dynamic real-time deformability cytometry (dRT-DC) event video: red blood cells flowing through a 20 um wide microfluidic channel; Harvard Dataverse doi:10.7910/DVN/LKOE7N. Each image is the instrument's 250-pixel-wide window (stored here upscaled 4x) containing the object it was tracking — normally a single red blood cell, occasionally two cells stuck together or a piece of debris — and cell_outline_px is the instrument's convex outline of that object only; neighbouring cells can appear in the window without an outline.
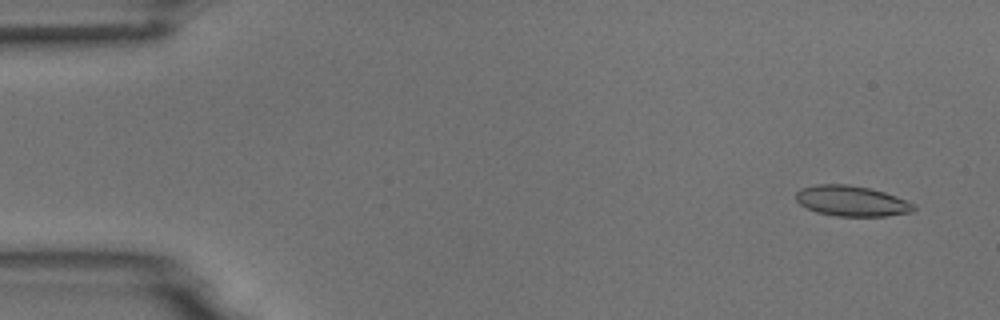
{"species": "common noctule bat (a hibernating species)", "species_latin": "Nyctalus noctula", "temperature_condition": "room temperature", "stored_images_in_passage": 54, "camera_frame_rate_fps": 3000, "um_per_image_px": 0.085, "animal": {"sex": "male", "body_mass_g": 18.8}, "frame": {"image": 1, "passage_image": 3, "time_ms": 0.667, "image_size_px": [1000, 320], "cell_outline_px": [[916, 208], [912, 212], [888, 216], [836, 216], [816, 212], [800, 204], [796, 200], [796, 192], [800, 188], [816, 184], [848, 184], [868, 188], [884, 192], [896, 196], [916, 204]], "centroid_in_image_um": [72.4, 17.08], "position_along_channel_um": 12.6, "area_um2": 21.04}}
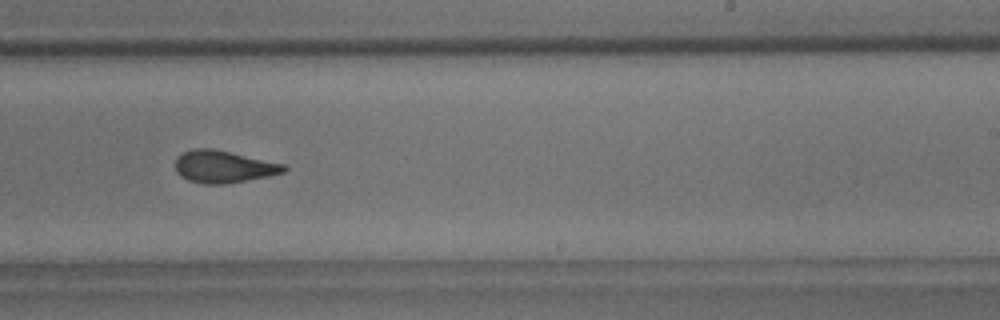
{"frame": {"image": 2, "passage_image": 33, "time_ms": 10.667, "image_size_px": [1000, 320], "cell_outline_px": [[288, 168], [284, 172], [268, 176], [228, 184], [204, 184], [188, 180], [180, 176], [176, 172], [176, 156], [192, 148], [212, 148], [284, 164]], "centroid_in_image_um": [18.97, 14.17], "position_along_channel_um": 270.0, "area_um2": 20.4}}
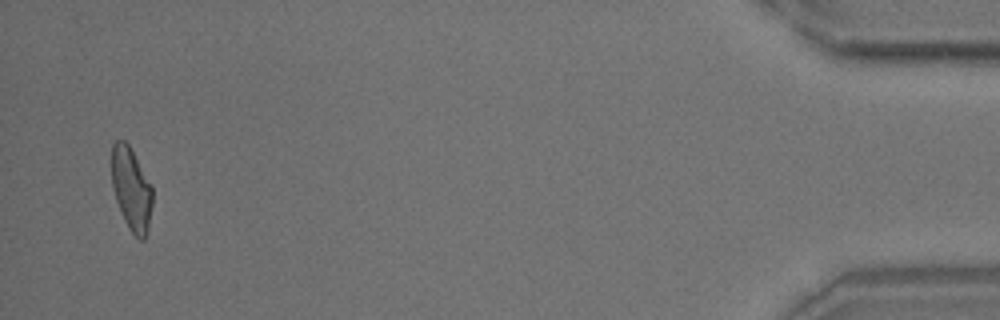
{"frame": {"image": 3, "passage_image": 52, "time_ms": 17.0, "image_size_px": [1000, 320], "cell_outline_px": [[152, 204], [148, 232], [144, 240], [140, 240], [128, 228], [120, 212], [112, 188], [112, 144], [116, 140], [124, 140], [128, 144], [152, 184]], "centroid_in_image_um": [11.17, 16.09], "position_along_channel_um": 424.0, "area_um2": 19.88}, "authors_computed_cell_mechanics": {"area_um2": 20.6924, "velocity_mm_per_s": 3.748, "shape_relaxation_time_tau1_ms": 7.6724, "shape_relaxation_time_tau2_ms": 2.0231, "deformation_change_tau1": 0.1907, "deformation_change_tau2": 0.0916}}